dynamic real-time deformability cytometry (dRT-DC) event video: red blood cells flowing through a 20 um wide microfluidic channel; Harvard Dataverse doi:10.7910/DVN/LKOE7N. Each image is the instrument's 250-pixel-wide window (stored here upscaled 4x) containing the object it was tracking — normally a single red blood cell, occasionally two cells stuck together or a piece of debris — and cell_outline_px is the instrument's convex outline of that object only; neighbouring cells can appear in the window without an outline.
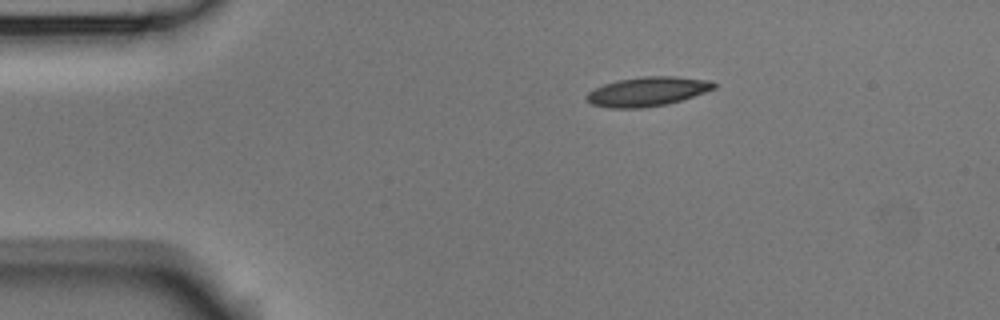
{"species": "Egyptian fruit bat (a non-hibernating species)", "species_latin": "Rousettus aegyptiacus", "temperature_condition": "room temperature", "stored_images_in_passage": 5, "camera_frame_rate_fps": 3000, "um_per_image_px": 0.085, "animal": {"sex": "male"}, "frame": {"image": 1, "passage_image": 1, "time_ms": 0.0, "image_size_px": [1000, 320], "cell_outline_px": [[716, 88], [680, 100], [664, 104], [640, 108], [612, 108], [592, 104], [588, 100], [588, 92], [604, 84], [620, 80], [640, 76], [676, 76], [712, 80], [716, 84]], "centroid_in_image_um": [55.07, 7.76], "position_along_channel_um": 29.9, "area_um2": 21.39}}
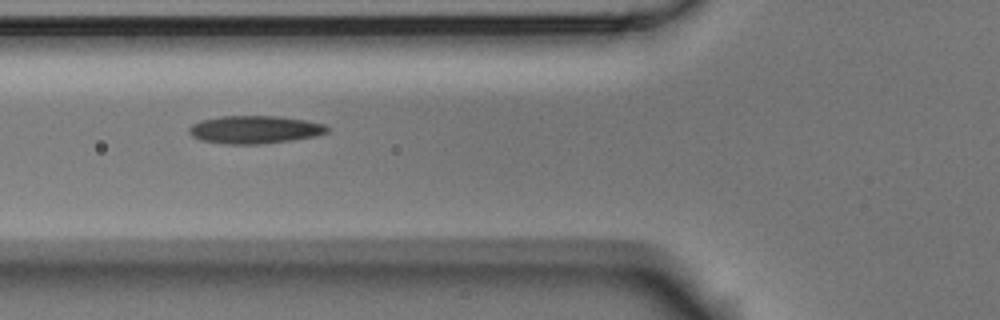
{"frame": {"image": 2, "passage_image": 4, "time_ms": 1.0, "image_size_px": [1000, 320], "cell_outline_px": [[328, 132], [316, 136], [292, 140], [260, 144], [224, 144], [200, 140], [192, 136], [188, 132], [188, 128], [192, 124], [200, 120], [220, 116], [280, 116], [304, 120], [324, 124], [328, 128]], "centroid_in_image_um": [21.62, 11.02], "position_along_channel_um": 104.2, "area_um2": 22.54}}
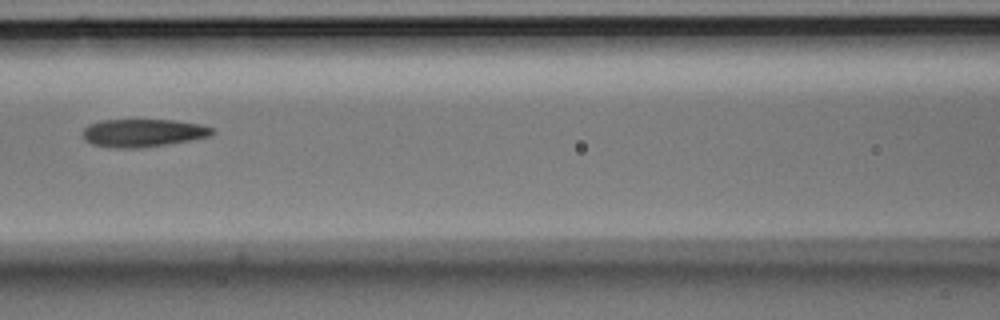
{"frame": {"image": 3, "passage_image": 5, "time_ms": 1.333, "image_size_px": [1000, 320], "cell_outline_px": [[216, 132], [208, 136], [168, 144], [140, 148], [116, 148], [92, 144], [84, 140], [84, 128], [88, 124], [100, 120], [172, 120], [200, 124], [212, 128]], "centroid_in_image_um": [12.13, 11.29], "position_along_channel_um": 154.5, "area_um2": 20.92}}